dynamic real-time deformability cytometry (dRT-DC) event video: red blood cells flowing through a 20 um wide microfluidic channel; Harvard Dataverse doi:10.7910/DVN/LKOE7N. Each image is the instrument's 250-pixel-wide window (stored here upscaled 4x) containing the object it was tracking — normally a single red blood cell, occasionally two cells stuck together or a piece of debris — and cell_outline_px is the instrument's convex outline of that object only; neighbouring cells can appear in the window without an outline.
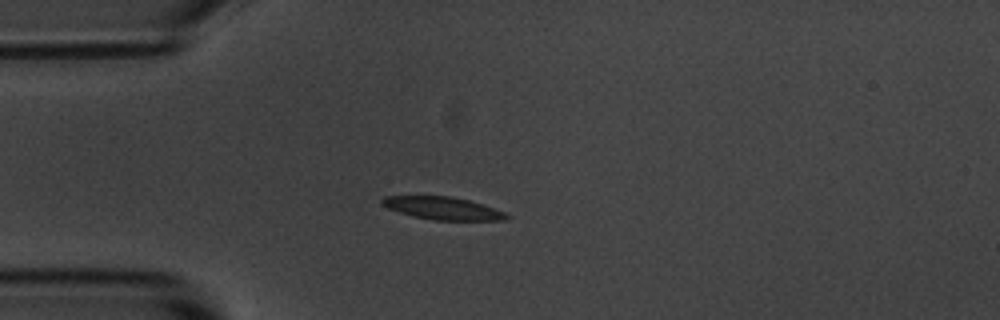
{"species": "common noctule bat (a hibernating species)", "species_latin": "Nyctalus noctula", "temperature_condition": "room temperature", "stored_images_in_passage": 7, "camera_frame_rate_fps": 3000, "um_per_image_px": 0.085, "animal": {"sex": "male", "body_mass_g": 20.1, "forearm_length_mm": 53.5}, "frame": {"image": 1, "passage_image": 3, "time_ms": 3.333, "image_size_px": [1000, 320], "cell_outline_px": [[512, 216], [504, 220], [432, 220], [412, 216], [388, 208], [380, 204], [380, 200], [384, 196], [452, 196], [468, 200], [504, 212]], "centroid_in_image_um": [37.59, 17.7], "position_along_channel_um": 47.4, "area_um2": 16.36}}
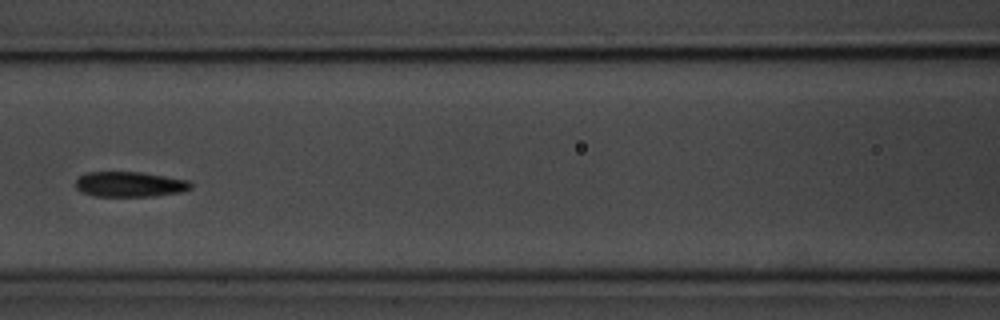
{"frame": {"image": 2, "passage_image": 6, "time_ms": 6.667, "image_size_px": [1000, 320], "cell_outline_px": [[192, 188], [184, 192], [152, 196], [92, 196], [80, 192], [76, 188], [76, 180], [80, 176], [88, 172], [140, 172], [188, 180], [192, 184]], "centroid_in_image_um": [11.03, 15.67], "position_along_channel_um": 155.6, "area_um2": 16.99}}